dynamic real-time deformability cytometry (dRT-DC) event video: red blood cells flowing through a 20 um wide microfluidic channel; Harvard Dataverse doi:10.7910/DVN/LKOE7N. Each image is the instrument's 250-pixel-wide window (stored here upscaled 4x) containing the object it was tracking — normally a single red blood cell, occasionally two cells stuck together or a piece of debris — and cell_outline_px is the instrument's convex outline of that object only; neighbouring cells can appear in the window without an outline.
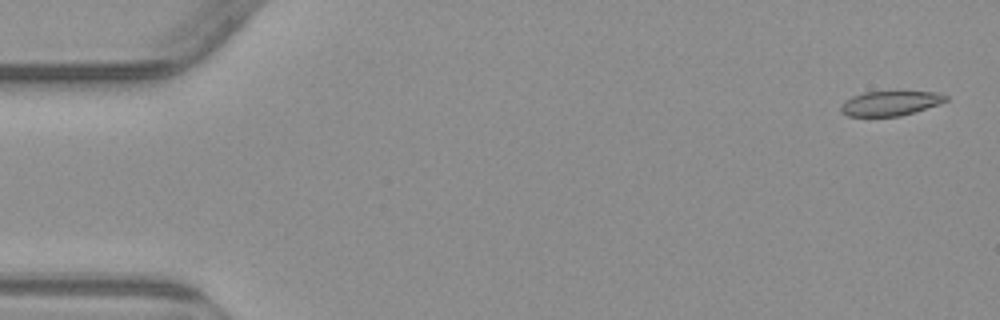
{"species": "common noctule bat (a hibernating species)", "species_latin": "Nyctalus noctula", "temperature_condition": "warm", "stored_images_in_passage": 7, "camera_frame_rate_fps": 3000, "um_per_image_px": 0.085, "animal": {"sex": "male", "body_mass_g": 23.1, "forearm_length_mm": 52.7}, "frame": {"image": 1, "passage_image": 1, "time_ms": 0.0, "image_size_px": [1000, 320], "cell_outline_px": [[948, 100], [940, 104], [900, 116], [848, 116], [840, 112], [840, 104], [852, 96], [864, 92], [896, 88], [940, 92], [948, 96]], "centroid_in_image_um": [75.73, 8.71], "position_along_channel_um": 9.3, "area_um2": 16.18}}
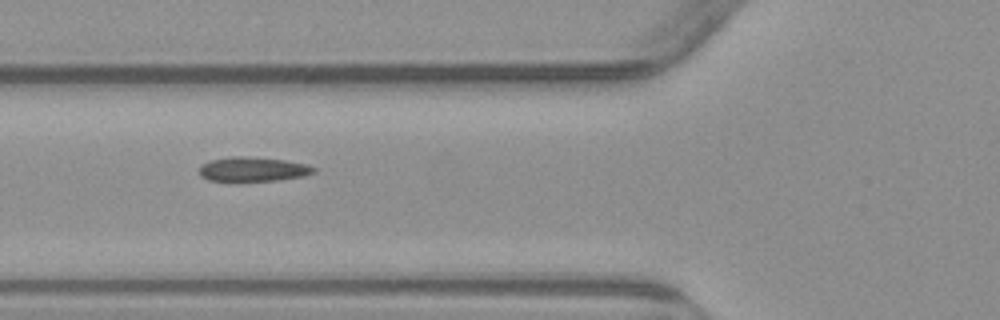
{"frame": {"image": 2, "passage_image": 6, "time_ms": 6.0, "image_size_px": [1000, 320], "cell_outline_px": [[316, 172], [304, 176], [276, 180], [208, 180], [200, 176], [200, 164], [212, 160], [232, 156], [244, 156], [284, 160], [304, 164], [316, 168]], "centroid_in_image_um": [21.49, 14.37], "position_along_channel_um": 104.3, "area_um2": 15.95}}
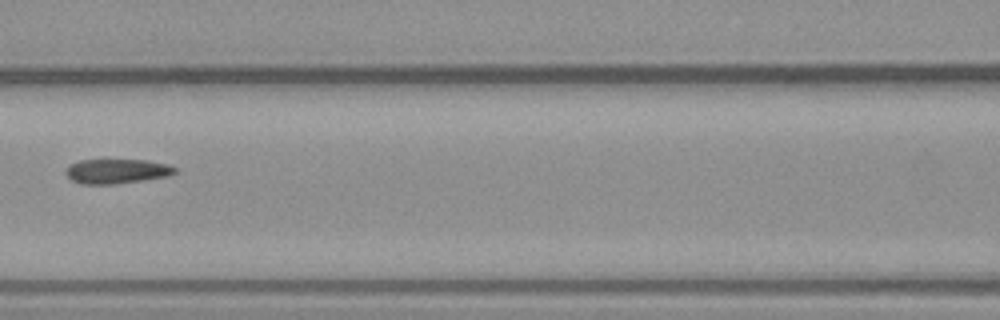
{"frame": {"image": 3, "passage_image": 7, "time_ms": 7.333, "image_size_px": [1000, 320], "cell_outline_px": [[176, 172], [168, 176], [144, 180], [112, 184], [80, 184], [72, 180], [64, 172], [72, 164], [80, 160], [104, 156], [148, 160], [168, 164], [176, 168]], "centroid_in_image_um": [9.92, 14.49], "position_along_channel_um": 156.7, "area_um2": 16.53}}